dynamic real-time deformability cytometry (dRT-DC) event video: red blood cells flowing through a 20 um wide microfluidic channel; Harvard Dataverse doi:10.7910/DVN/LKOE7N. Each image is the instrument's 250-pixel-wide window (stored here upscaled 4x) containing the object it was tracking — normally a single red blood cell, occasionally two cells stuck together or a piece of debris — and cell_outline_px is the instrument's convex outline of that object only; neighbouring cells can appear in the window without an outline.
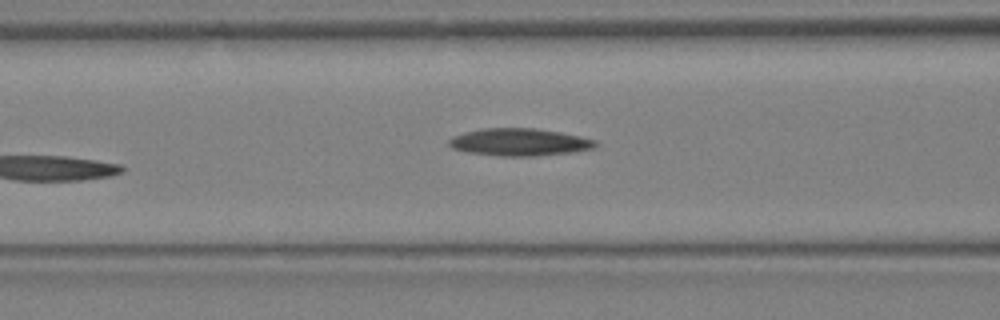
{"species": "Egyptian fruit bat (a non-hibernating species)", "species_latin": "Rousettus aegyptiacus", "temperature_condition": "warm", "stored_images_in_passage": 12, "camera_frame_rate_fps": 3000, "um_per_image_px": 0.085, "animal": {"sex": "female"}, "frame": {"image": 1, "passage_image": 12, "time_ms": 3.667, "image_size_px": [1000, 320], "cell_outline_px": [[600, 144], [596, 148], [572, 152], [536, 156], [496, 156], [468, 152], [452, 148], [448, 144], [448, 140], [452, 136], [464, 132], [480, 128], [536, 128], [560, 132], [580, 136], [596, 140]], "centroid_in_image_um": [44.16, 12.08], "position_along_channel_um": 122.4, "area_um2": 23.7}}